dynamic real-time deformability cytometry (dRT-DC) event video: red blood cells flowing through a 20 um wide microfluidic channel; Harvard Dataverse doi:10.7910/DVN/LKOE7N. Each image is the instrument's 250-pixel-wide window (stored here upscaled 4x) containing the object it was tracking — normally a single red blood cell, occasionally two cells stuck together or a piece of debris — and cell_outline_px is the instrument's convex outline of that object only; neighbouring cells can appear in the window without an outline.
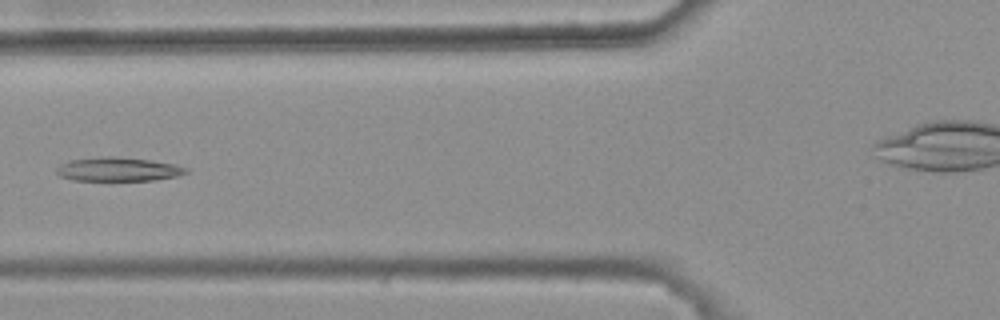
{"species": "common noctule bat (a hibernating species)", "species_latin": "Nyctalus noctula", "temperature_condition": "warm", "stored_images_in_passage": 6, "camera_frame_rate_fps": 3000, "um_per_image_px": 0.085, "animal": {"sex": "female", "body_mass_g": 25.1}, "frame": {"image": 1, "passage_image": 5, "time_ms": 1.333, "image_size_px": [1000, 320], "cell_outline_px": [[188, 172], [176, 176], [156, 180], [72, 180], [60, 176], [56, 172], [56, 168], [60, 164], [72, 160], [108, 156], [148, 160], [172, 164], [188, 168]], "centroid_in_image_um": [10.02, 14.4], "position_along_channel_um": 115.8, "area_um2": 17.63}}
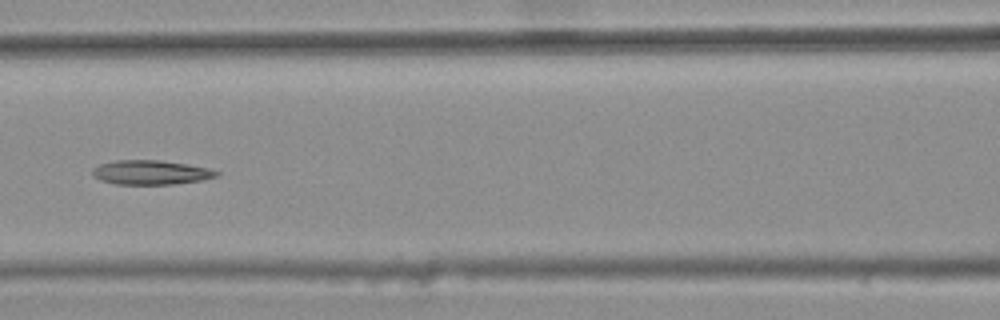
{"frame": {"image": 2, "passage_image": 6, "time_ms": 1.667, "image_size_px": [1000, 320], "cell_outline_px": [[220, 176], [200, 180], [172, 184], [116, 184], [100, 180], [92, 176], [92, 168], [100, 164], [116, 160], [160, 160], [208, 168], [220, 172]], "centroid_in_image_um": [12.79, 14.65], "position_along_channel_um": 153.8, "area_um2": 17.51}}